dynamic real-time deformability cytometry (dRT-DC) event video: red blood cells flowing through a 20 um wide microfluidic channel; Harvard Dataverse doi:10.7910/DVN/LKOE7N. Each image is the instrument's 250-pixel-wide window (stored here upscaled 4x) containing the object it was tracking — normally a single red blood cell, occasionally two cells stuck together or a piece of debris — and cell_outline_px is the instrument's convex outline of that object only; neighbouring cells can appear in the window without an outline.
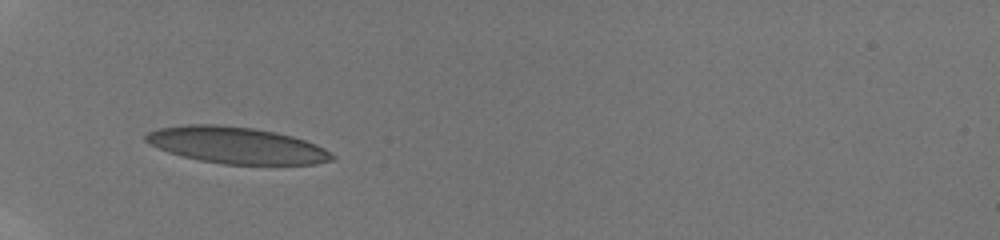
{"species": "human", "species_latin": "Homo sapiens", "temperature_condition": "room temperature", "stored_images_in_passage": 26, "camera_frame_rate_fps": 3000, "um_per_image_px": 0.085, "donor": {"sex": "male"}, "frame": {"image": 1, "passage_image": 1, "time_ms": 0.0, "image_size_px": [1000, 240], "cell_outline_px": [[336, 160], [316, 164], [224, 164], [200, 160], [180, 156], [168, 152], [148, 144], [144, 140], [144, 136], [148, 132], [160, 128], [184, 124], [220, 124], [252, 128], [276, 132], [292, 136], [316, 144], [324, 148], [336, 156]], "centroid_in_image_um": [20.09, 12.34], "position_along_channel_um": 64.9, "area_um2": 39.88}}
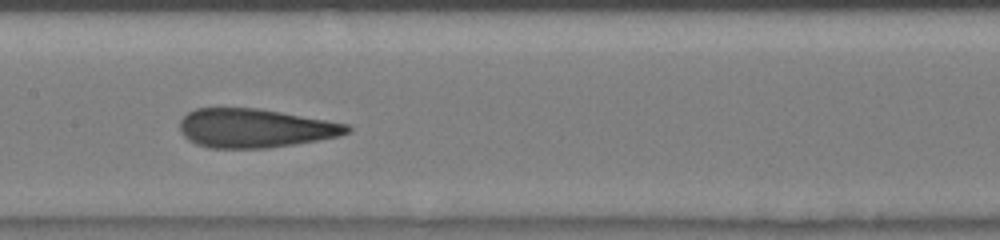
{"frame": {"image": 2, "passage_image": 9, "time_ms": 3.333, "image_size_px": [1000, 240], "cell_outline_px": [[352, 128], [348, 132], [340, 136], [296, 144], [268, 148], [208, 148], [196, 144], [188, 140], [180, 132], [180, 120], [188, 112], [196, 108], [260, 108], [348, 124]], "centroid_in_image_um": [21.66, 10.9], "position_along_channel_um": 185.7, "area_um2": 38.03}}
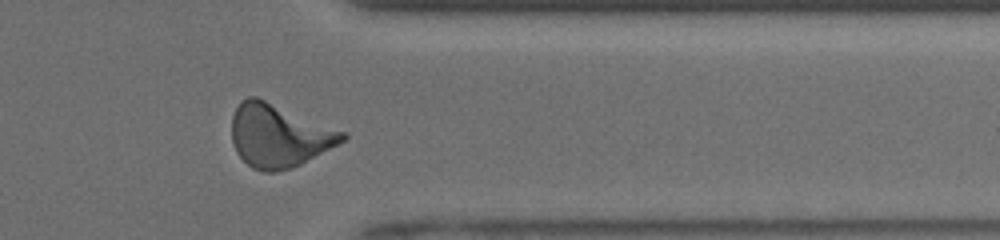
{"frame": {"image": 3, "passage_image": 20, "time_ms": 8.333, "image_size_px": [1000, 240], "cell_outline_px": [[348, 136], [344, 140], [300, 164], [292, 168], [276, 172], [264, 172], [252, 168], [236, 152], [232, 144], [232, 116], [240, 100], [248, 96], [256, 96], [344, 132]], "centroid_in_image_um": [23.64, 11.53], "position_along_channel_um": 387.8, "area_um2": 40.17}, "authors_computed_cell_mechanics": {"area_um2": 37.9746, "velocity_mm_per_s": 4.0814, "shape_relaxation_time_tau1_ms": 6.8897, "shape_relaxation_time_tau2_ms": 1.108, "deformation_change_tau1": 0.2246, "deformation_change_tau2": 0.0814}}